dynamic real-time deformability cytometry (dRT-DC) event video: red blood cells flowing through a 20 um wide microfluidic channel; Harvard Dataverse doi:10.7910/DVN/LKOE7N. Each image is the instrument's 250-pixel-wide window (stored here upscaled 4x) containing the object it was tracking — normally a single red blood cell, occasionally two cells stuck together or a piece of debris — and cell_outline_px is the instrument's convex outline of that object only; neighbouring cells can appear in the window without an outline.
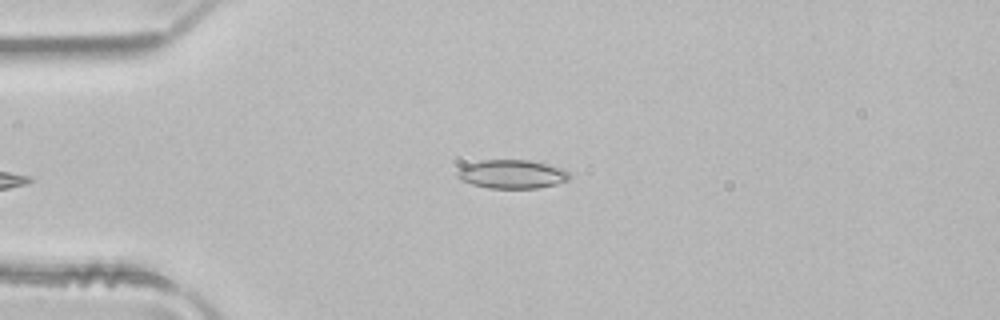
{"species": "common noctule bat (a hibernating species)", "species_latin": "Nyctalus noctula", "temperature_condition": "room temperature", "stored_images_in_passage": 4, "camera_frame_rate_fps": 3000, "um_per_image_px": 0.085, "animal": {"sex": "male", "body_mass_g": 21.5, "forearm_length_mm": 52.0}, "frame": {"image": 1, "passage_image": 4, "time_ms": 1.0, "image_size_px": [1000, 320], "cell_outline_px": [[572, 176], [568, 180], [556, 184], [536, 188], [488, 188], [472, 184], [460, 180], [456, 176], [456, 172], [460, 168], [468, 164], [480, 160], [532, 160], [564, 168]], "centroid_in_image_um": [43.53, 14.8], "position_along_channel_um": 41.5, "area_um2": 18.9}}